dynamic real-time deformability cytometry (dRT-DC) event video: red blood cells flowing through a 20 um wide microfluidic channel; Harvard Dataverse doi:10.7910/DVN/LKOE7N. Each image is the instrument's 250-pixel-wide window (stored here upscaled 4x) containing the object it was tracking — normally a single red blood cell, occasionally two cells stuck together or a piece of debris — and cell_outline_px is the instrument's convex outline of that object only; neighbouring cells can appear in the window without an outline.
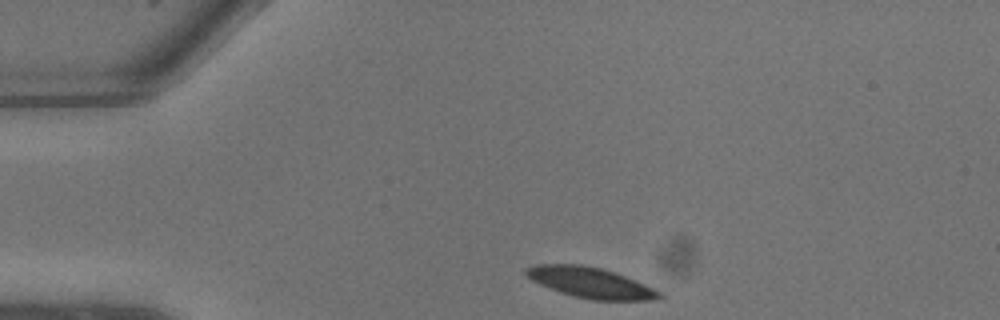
{"species": "common noctule bat (a hibernating species)", "species_latin": "Nyctalus noctula", "temperature_condition": "warm", "stored_images_in_passage": 3, "camera_frame_rate_fps": 3000, "um_per_image_px": 0.085, "animal": {"sex": "male", "body_mass_g": 13.3}, "frame": {"image": 1, "passage_image": 1, "time_ms": 0.0, "image_size_px": [1000, 320], "cell_outline_px": [[664, 296], [652, 300], [592, 300], [560, 292], [540, 284], [532, 280], [524, 272], [524, 268], [536, 264], [584, 264], [616, 272], [636, 280], [660, 292]], "centroid_in_image_um": [50.18, 24.01], "position_along_channel_um": 34.8, "area_um2": 23.64}}